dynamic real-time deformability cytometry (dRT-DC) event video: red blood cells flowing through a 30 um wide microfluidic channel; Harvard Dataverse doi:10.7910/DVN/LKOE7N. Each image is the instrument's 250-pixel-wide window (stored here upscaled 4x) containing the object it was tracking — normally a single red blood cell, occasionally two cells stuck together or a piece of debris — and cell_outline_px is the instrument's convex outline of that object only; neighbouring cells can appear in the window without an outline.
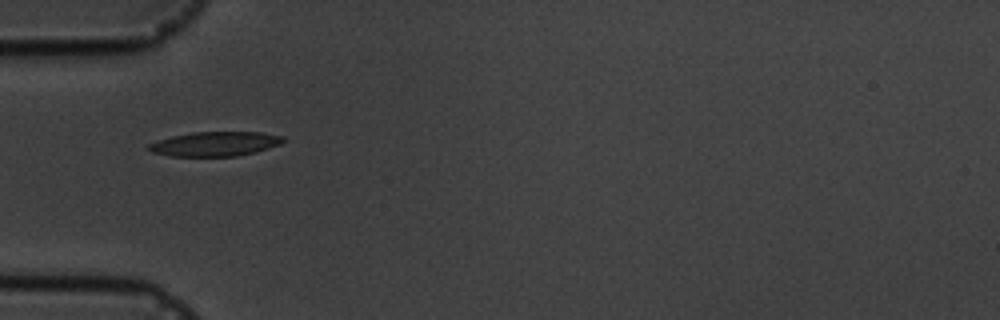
{"species": "common noctule bat (a hibernating species)", "species_latin": "Nyctalus noctula", "temperature_condition": "cold", "stored_images_in_passage": 12, "camera_frame_rate_fps": 3000, "um_per_image_px": 0.085, "animal": {"sex": "male", "body_mass_g": 19.5, "forearm_length_mm": 54.6}, "frame": {"image": 1, "passage_image": 1, "time_ms": 0.0, "image_size_px": [1000, 320], "cell_outline_px": [[288, 140], [280, 144], [256, 152], [236, 156], [172, 156], [152, 152], [144, 148], [148, 144], [172, 136], [192, 132], [260, 132], [284, 136]], "centroid_in_image_um": [18.3, 12.23], "position_along_channel_um": 66.7, "area_um2": 19.25}}
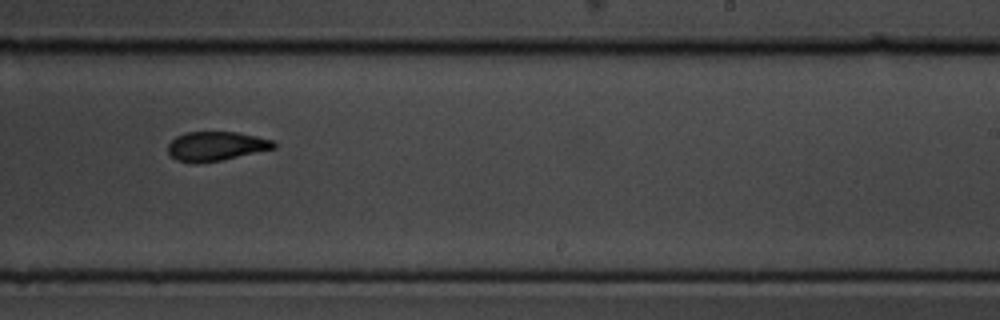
{"frame": {"image": 2, "passage_image": 6, "time_ms": 5.667, "image_size_px": [1000, 320], "cell_outline_px": [[276, 148], [220, 160], [176, 160], [168, 152], [168, 144], [176, 136], [188, 132], [236, 132], [256, 136], [272, 140], [276, 144]], "centroid_in_image_um": [18.4, 12.38], "position_along_channel_um": 270.6, "area_um2": 17.28}}
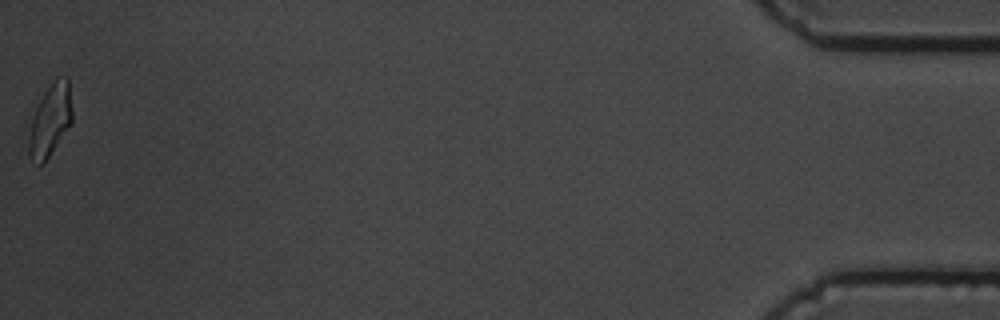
{"frame": {"image": 3, "passage_image": 12, "time_ms": 12.667, "image_size_px": [1000, 320], "cell_outline_px": [[72, 124], [44, 164], [36, 164], [28, 156], [28, 136], [32, 120], [36, 108], [44, 92], [56, 80], [64, 76], [68, 76], [72, 112]], "centroid_in_image_um": [4.27, 10.29], "position_along_channel_um": 430.9, "area_um2": 18.21}, "authors_computed_cell_mechanics": {"area_um2": 18.3804, "velocity_mm_per_s": 3.6227, "shape_relaxation_time_tau1_ms": 1.8384, "shape_relaxation_time_tau2_ms": 3.5712, "deformation_change_tau1": 0.0995, "deformation_change_tau2": 0.0871}}